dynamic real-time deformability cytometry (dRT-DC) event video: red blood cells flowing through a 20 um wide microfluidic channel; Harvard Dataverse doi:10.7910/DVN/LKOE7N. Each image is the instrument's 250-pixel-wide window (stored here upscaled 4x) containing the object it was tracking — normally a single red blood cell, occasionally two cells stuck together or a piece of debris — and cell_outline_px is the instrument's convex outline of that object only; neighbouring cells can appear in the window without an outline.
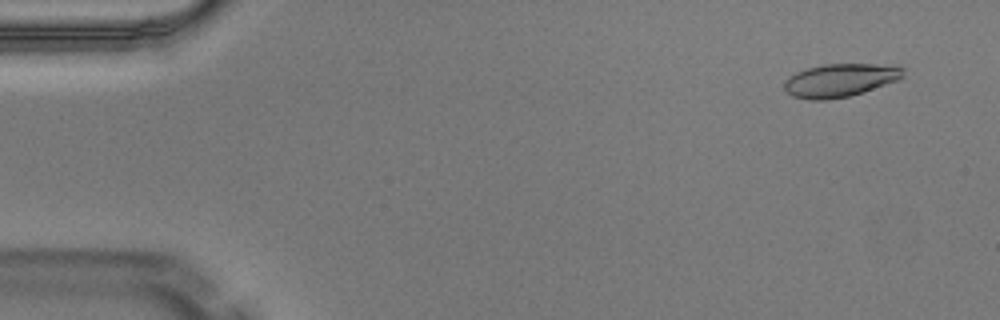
{"species": "Egyptian fruit bat (a non-hibernating species)", "species_latin": "Rousettus aegyptiacus", "temperature_condition": "warm", "stored_images_in_passage": 4, "camera_frame_rate_fps": 3000, "um_per_image_px": 0.085, "animal": {"sex": "male"}, "frame": {"image": 1, "passage_image": 1, "time_ms": 0.0, "image_size_px": [1000, 320], "cell_outline_px": [[904, 76], [896, 80], [864, 92], [848, 96], [824, 100], [808, 100], [792, 96], [784, 88], [784, 80], [788, 76], [796, 72], [808, 68], [824, 64], [876, 64], [904, 68]], "centroid_in_image_um": [71.36, 6.82], "position_along_channel_um": 13.6, "area_um2": 22.83}}
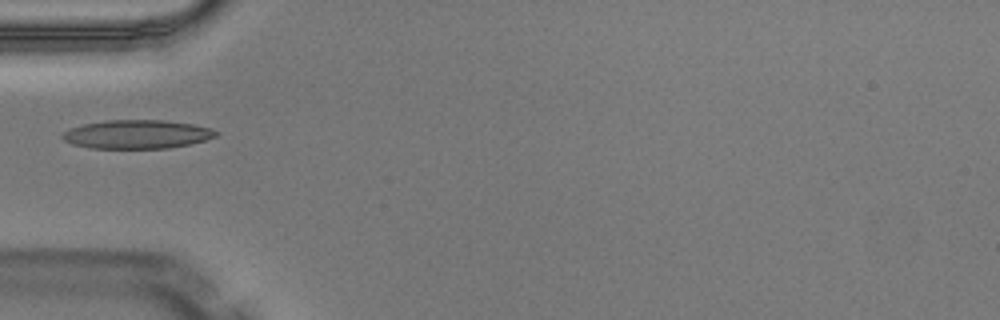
{"frame": {"image": 2, "passage_image": 4, "time_ms": 1.0, "image_size_px": [1000, 320], "cell_outline_px": [[220, 132], [216, 136], [204, 140], [188, 144], [168, 148], [92, 148], [72, 144], [64, 140], [60, 136], [64, 132], [72, 128], [84, 124], [104, 120], [164, 120], [192, 124], [212, 128]], "centroid_in_image_um": [11.65, 11.41], "position_along_channel_um": 73.3, "area_um2": 25.55}}